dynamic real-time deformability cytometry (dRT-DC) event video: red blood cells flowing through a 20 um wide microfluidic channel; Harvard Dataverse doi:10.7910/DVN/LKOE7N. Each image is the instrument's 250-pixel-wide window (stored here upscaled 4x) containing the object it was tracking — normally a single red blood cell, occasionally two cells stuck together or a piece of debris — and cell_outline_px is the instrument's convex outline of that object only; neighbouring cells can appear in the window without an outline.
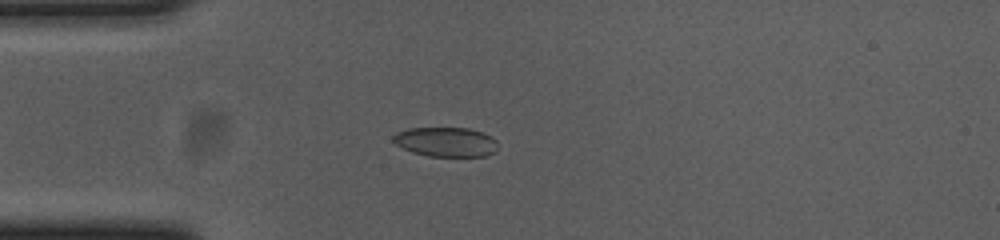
{"species": "common noctule bat (a hibernating species)", "species_latin": "Nyctalus noctula", "temperature_condition": "cold", "stored_images_in_passage": 55, "camera_frame_rate_fps": 3000, "um_per_image_px": 0.085, "animal": {"sex": "female", "body_mass_g": 23.0, "forearm_length_mm": 53.4}, "frame": {"image": 1, "passage_image": 14, "time_ms": 4.333, "image_size_px": [1000, 240], "cell_outline_px": [[496, 152], [484, 156], [428, 156], [412, 152], [396, 144], [392, 140], [392, 136], [396, 132], [408, 128], [468, 128], [492, 136], [496, 140]], "centroid_in_image_um": [37.88, 12.06], "position_along_channel_um": 47.1, "area_um2": 17.98}}
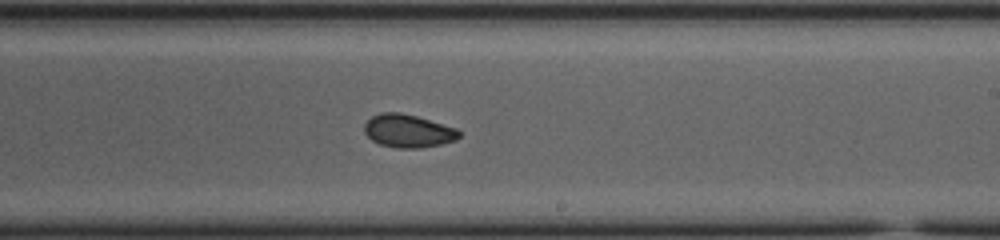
{"frame": {"image": 2, "passage_image": 32, "time_ms": 10.333, "image_size_px": [1000, 240], "cell_outline_px": [[460, 136], [456, 140], [440, 144], [420, 148], [396, 148], [380, 144], [372, 140], [364, 132], [364, 124], [372, 116], [380, 112], [400, 112], [416, 116], [456, 128], [460, 132]], "centroid_in_image_um": [34.67, 11.13], "position_along_channel_um": 254.3, "area_um2": 18.21}}
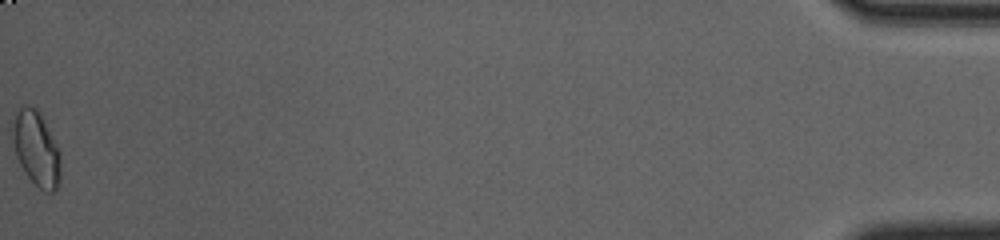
{"frame": {"image": 3, "passage_image": 55, "time_ms": 18.0, "image_size_px": [1000, 240], "cell_outline_px": [[60, 188], [56, 192], [48, 192], [40, 188], [28, 176], [20, 164], [16, 156], [12, 140], [12, 128], [16, 116], [20, 108], [24, 104], [28, 104], [36, 108], [40, 112], [60, 148]], "centroid_in_image_um": [3.13, 12.64], "position_along_channel_um": 432.1, "area_um2": 21.15}, "authors_computed_cell_mechanics": {"area_um2": 18.3804, "velocity_mm_per_s": 3.6817, "shape_relaxation_time_tau1_ms": 7.2432, "shape_relaxation_time_tau2_ms": 4.2404, "deformation_change_tau1": 0.1325, "deformation_change_tau2": 0.0709}}